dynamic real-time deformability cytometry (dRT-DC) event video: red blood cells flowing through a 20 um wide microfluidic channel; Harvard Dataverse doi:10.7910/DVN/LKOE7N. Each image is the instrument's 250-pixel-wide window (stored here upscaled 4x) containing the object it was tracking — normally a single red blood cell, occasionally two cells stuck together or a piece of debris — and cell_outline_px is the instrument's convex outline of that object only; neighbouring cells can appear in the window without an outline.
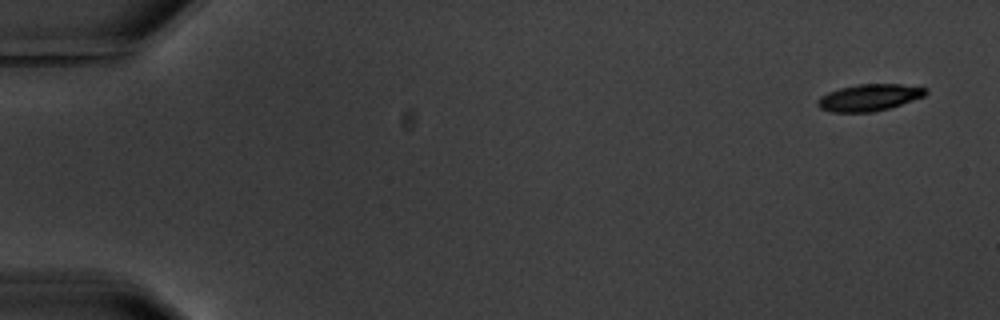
{"species": "common noctule bat (a hibernating species)", "species_latin": "Nyctalus noctula", "temperature_condition": "warm", "stored_images_in_passage": 7, "camera_frame_rate_fps": 3000, "um_per_image_px": 0.085, "animal": {"sex": "male", "body_mass_g": 20.1, "forearm_length_mm": 53.5}, "frame": {"image": 1, "passage_image": 1, "time_ms": 0.0, "image_size_px": [1000, 320], "cell_outline_px": [[928, 92], [924, 96], [888, 108], [872, 112], [832, 112], [820, 108], [816, 104], [816, 100], [820, 96], [828, 92], [840, 88], [856, 84], [900, 84], [928, 88]], "centroid_in_image_um": [73.85, 8.28], "position_along_channel_um": 11.2, "area_um2": 16.82}}
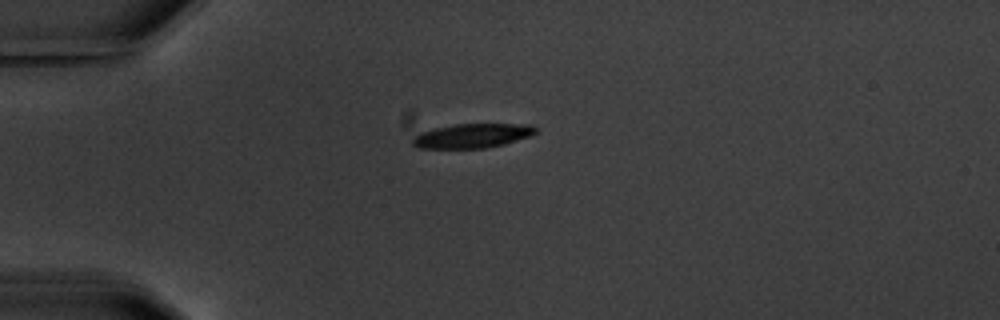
{"frame": {"image": 2, "passage_image": 4, "time_ms": 4.333, "image_size_px": [1000, 320], "cell_outline_px": [[536, 132], [528, 136], [504, 144], [484, 148], [416, 148], [412, 144], [412, 136], [420, 132], [436, 128], [456, 124], [532, 124], [536, 128]], "centroid_in_image_um": [40.1, 11.54], "position_along_channel_um": 44.9, "area_um2": 17.34}}
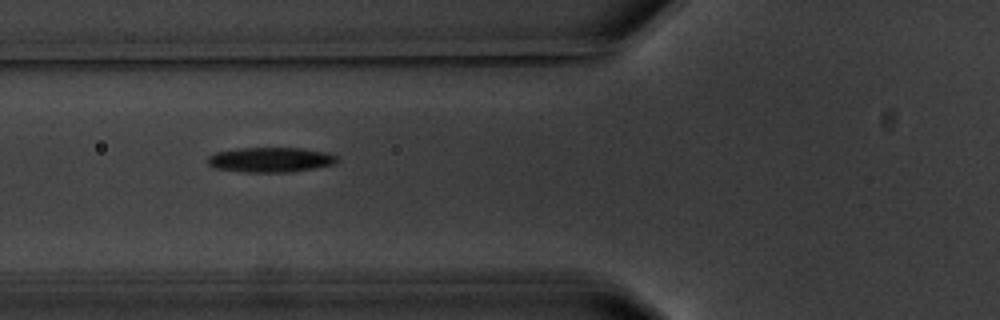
{"frame": {"image": 3, "passage_image": 6, "time_ms": 6.667, "image_size_px": [1000, 320], "cell_outline_px": [[340, 160], [332, 164], [312, 168], [288, 172], [244, 172], [212, 168], [208, 164], [208, 156], [216, 152], [236, 148], [300, 148], [328, 152], [336, 156]], "centroid_in_image_um": [22.95, 13.57], "position_along_channel_um": 102.8, "area_um2": 18.79}}